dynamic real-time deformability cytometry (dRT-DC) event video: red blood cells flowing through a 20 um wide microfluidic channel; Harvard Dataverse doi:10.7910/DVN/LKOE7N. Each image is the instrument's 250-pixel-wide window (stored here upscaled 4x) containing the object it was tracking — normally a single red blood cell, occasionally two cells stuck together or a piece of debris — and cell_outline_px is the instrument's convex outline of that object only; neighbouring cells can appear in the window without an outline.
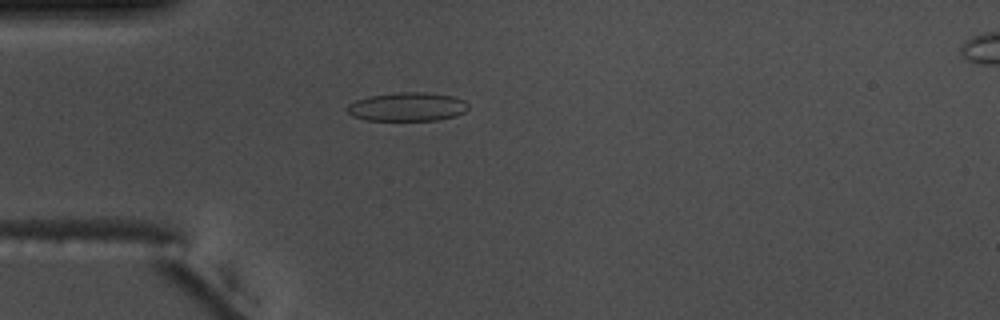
{"species": "common noctule bat (a hibernating species)", "species_latin": "Nyctalus noctula", "temperature_condition": "warm", "stored_images_in_passage": 55, "camera_frame_rate_fps": 3000, "um_per_image_px": 0.085, "animal": {"sex": "male", "body_mass_g": 17.5, "forearm_length_mm": 52.3}, "frame": {"image": 1, "passage_image": 16, "time_ms": 5.0, "image_size_px": [1000, 320], "cell_outline_px": [[468, 108], [464, 112], [456, 116], [436, 120], [368, 120], [352, 116], [348, 112], [348, 104], [356, 100], [368, 96], [396, 92], [424, 92], [452, 96], [464, 100], [468, 104]], "centroid_in_image_um": [34.62, 9.07], "position_along_channel_um": 50.4, "area_um2": 20.23}}
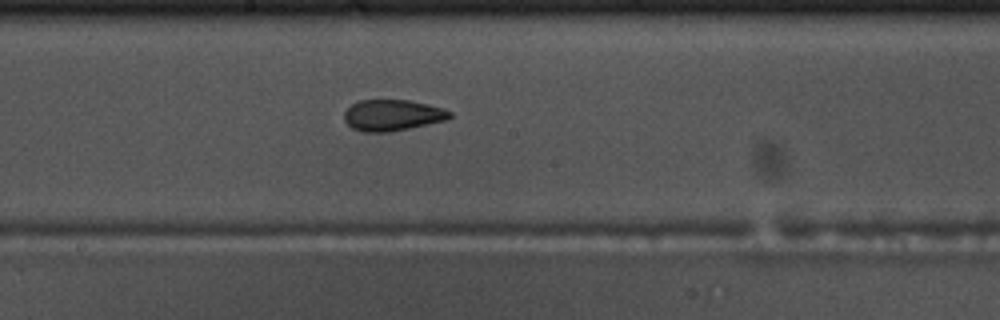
{"frame": {"image": 2, "passage_image": 30, "time_ms": 9.667, "image_size_px": [1000, 320], "cell_outline_px": [[452, 116], [448, 120], [388, 132], [364, 132], [352, 128], [344, 120], [344, 112], [352, 104], [360, 100], [408, 100], [428, 104], [444, 108], [452, 112]], "centroid_in_image_um": [33.37, 9.79], "position_along_channel_um": 214.8, "area_um2": 19.19}}
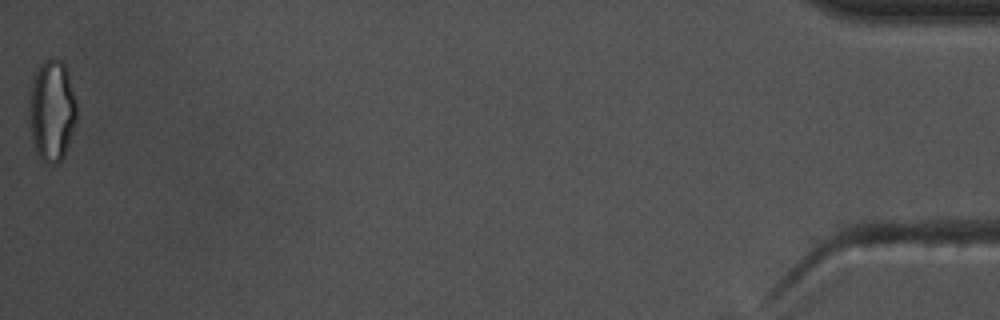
{"frame": {"image": 3, "passage_image": 55, "time_ms": 18.0, "image_size_px": [1000, 320], "cell_outline_px": [[76, 120], [64, 156], [56, 164], [44, 164], [40, 160], [36, 152], [32, 140], [28, 120], [28, 92], [32, 80], [40, 64], [44, 60], [52, 56], [60, 60], [64, 64], [68, 72], [76, 96]], "centroid_in_image_um": [4.38, 9.39], "position_along_channel_um": 430.8, "area_um2": 28.84}, "authors_computed_cell_mechanics": {"area_um2": 19.941, "velocity_mm_per_s": 3.7667, "shape_relaxation_time_tau1_ms": null, "shape_relaxation_time_tau2_ms": 2.0272, "deformation_change_tau1": null, "deformation_change_tau2": 0.0903}}